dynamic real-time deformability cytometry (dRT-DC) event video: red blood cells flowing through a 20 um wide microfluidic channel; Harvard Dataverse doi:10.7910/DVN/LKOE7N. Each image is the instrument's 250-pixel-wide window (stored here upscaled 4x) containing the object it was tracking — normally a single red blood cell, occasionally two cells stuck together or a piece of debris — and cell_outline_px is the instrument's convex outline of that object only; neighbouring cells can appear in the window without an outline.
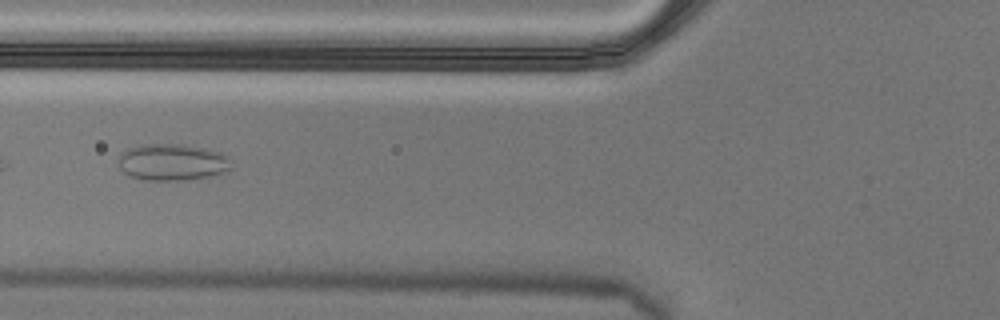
{"species": "Egyptian fruit bat (a non-hibernating species)", "species_latin": "Rousettus aegyptiacus", "temperature_condition": "cold", "stored_images_in_passage": 3, "camera_frame_rate_fps": 3000, "um_per_image_px": 0.085, "animal": {"sex": "male"}, "frame": {"image": 1, "passage_image": 2, "time_ms": 0.333, "image_size_px": [1000, 320], "cell_outline_px": [[232, 160], [228, 172], [208, 176], [184, 180], [144, 180], [132, 176], [124, 172], [120, 168], [120, 152], [136, 144], [184, 144], [208, 148], [220, 152], [228, 156]], "centroid_in_image_um": [14.67, 13.76], "position_along_channel_um": 111.1, "area_um2": 24.39}}